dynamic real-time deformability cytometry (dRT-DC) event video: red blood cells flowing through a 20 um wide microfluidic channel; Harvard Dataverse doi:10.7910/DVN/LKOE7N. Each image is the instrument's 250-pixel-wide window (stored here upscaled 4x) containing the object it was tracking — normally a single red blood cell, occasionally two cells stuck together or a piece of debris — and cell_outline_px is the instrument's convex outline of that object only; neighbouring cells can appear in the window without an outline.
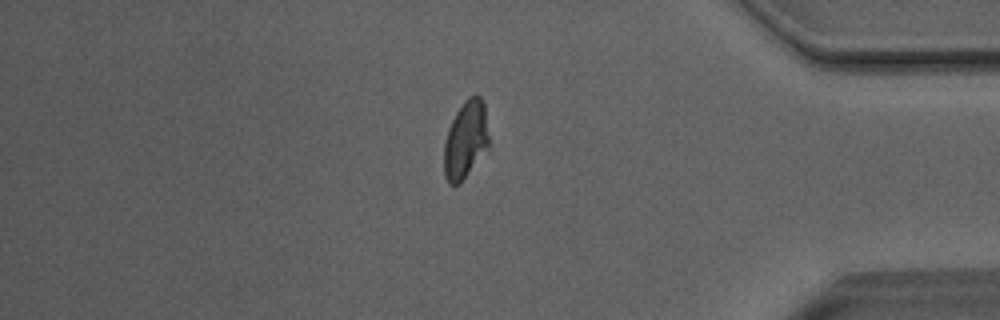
{"species": "Egyptian fruit bat (a non-hibernating species)", "species_latin": "Rousettus aegyptiacus", "temperature_condition": "room temperature", "stored_images_in_passage": 35, "segment_of_instrument_passage": [2, 2], "camera_frame_rate_fps": 3000, "um_per_image_px": 0.085, "animal": {"sex": "male"}, "frame": {"image": 1, "passage_image": 35, "time_ms": 11.333, "image_size_px": [1000, 320], "cell_outline_px": [[488, 144], [460, 184], [448, 184], [444, 176], [444, 144], [448, 128], [456, 112], [464, 100], [468, 96], [480, 96], [484, 104], [488, 136]], "centroid_in_image_um": [39.53, 11.87], "position_along_channel_um": 395.7, "area_um2": 19.83}}